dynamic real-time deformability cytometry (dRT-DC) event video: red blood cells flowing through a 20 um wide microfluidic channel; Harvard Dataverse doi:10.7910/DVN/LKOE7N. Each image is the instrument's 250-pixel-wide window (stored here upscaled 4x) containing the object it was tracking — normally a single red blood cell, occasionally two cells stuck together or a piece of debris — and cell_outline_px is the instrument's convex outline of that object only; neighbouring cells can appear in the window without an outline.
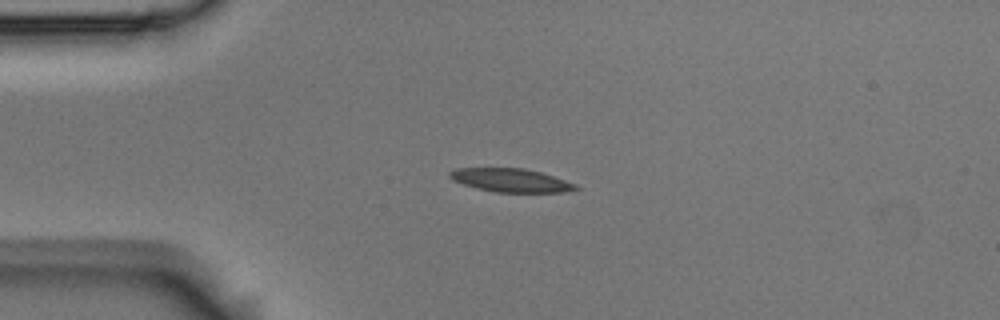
{"species": "Egyptian fruit bat (a non-hibernating species)", "species_latin": "Rousettus aegyptiacus", "temperature_condition": "room temperature", "stored_images_in_passage": 42, "camera_frame_rate_fps": 3000, "um_per_image_px": 0.085, "animal": {"sex": "male"}, "frame": {"image": 1, "passage_image": 1, "time_ms": 0.0, "image_size_px": [1000, 320], "cell_outline_px": [[580, 188], [568, 192], [496, 192], [476, 188], [452, 180], [448, 176], [448, 172], [456, 168], [524, 168], [540, 172], [576, 184]], "centroid_in_image_um": [43.4, 15.32], "position_along_channel_um": 41.6, "area_um2": 17.17}}
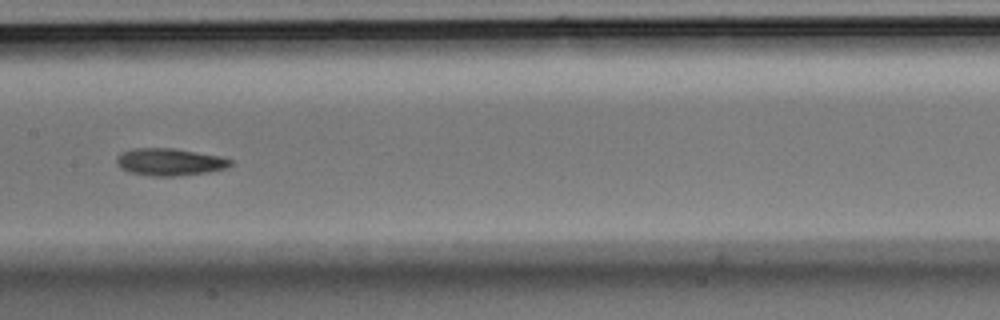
{"frame": {"image": 2, "passage_image": 15, "time_ms": 4.667, "image_size_px": [1000, 320], "cell_outline_px": [[232, 164], [224, 168], [208, 172], [172, 176], [152, 176], [128, 172], [120, 168], [116, 164], [116, 156], [120, 152], [132, 148], [176, 148], [220, 156], [232, 160]], "centroid_in_image_um": [14.36, 13.75], "position_along_channel_um": 193.0, "area_um2": 18.21}}
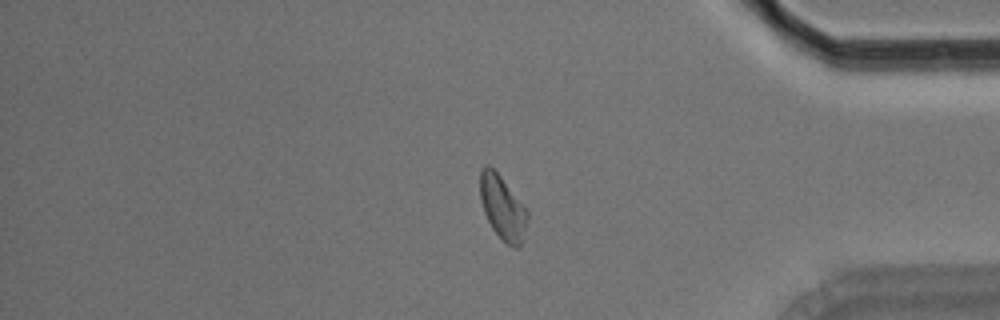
{"frame": {"image": 3, "passage_image": 33, "time_ms": 10.667, "image_size_px": [1000, 320], "cell_outline_px": [[528, 220], [520, 244], [516, 248], [512, 248], [492, 228], [484, 212], [480, 200], [480, 168], [484, 164], [488, 164], [500, 176], [528, 208]], "centroid_in_image_um": [42.72, 17.6], "position_along_channel_um": 392.5, "area_um2": 17.63}, "authors_computed_cell_mechanics": {"area_um2": 17.7735, "velocity_mm_per_s": 3.7429, "shape_relaxation_time_tau1_ms": 7.2187, "shape_relaxation_time_tau2_ms": 6.9453, "deformation_change_tau1": 0.184, "deformation_change_tau2": 0.1073}}